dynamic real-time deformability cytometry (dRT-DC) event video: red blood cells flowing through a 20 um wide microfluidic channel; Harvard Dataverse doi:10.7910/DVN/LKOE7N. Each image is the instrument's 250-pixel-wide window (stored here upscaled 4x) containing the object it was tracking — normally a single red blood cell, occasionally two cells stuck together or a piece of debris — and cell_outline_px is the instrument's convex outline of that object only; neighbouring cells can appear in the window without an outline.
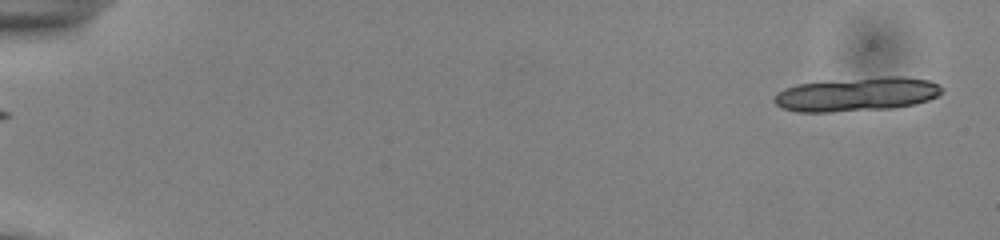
{"species": "common noctule bat (a hibernating species)", "species_latin": "Nyctalus noctula", "temperature_condition": "cold", "stored_images_in_passage": 15, "camera_frame_rate_fps": 3000, "um_per_image_px": 0.085, "animal": {"sex": "male", "body_mass_g": 13.0, "forearm_length_mm": 53.1}, "frame": {"image": 1, "passage_image": 1, "time_ms": 0.0, "image_size_px": [1000, 240], "cell_outline_px": [[944, 92], [928, 100], [916, 104], [892, 108], [832, 112], [796, 112], [784, 108], [776, 104], [772, 100], [772, 96], [784, 88], [796, 84], [884, 76], [904, 76], [928, 80], [940, 84], [944, 88]], "centroid_in_image_um": [72.85, 8.02], "position_along_channel_um": 12.1, "area_um2": 33.35}}